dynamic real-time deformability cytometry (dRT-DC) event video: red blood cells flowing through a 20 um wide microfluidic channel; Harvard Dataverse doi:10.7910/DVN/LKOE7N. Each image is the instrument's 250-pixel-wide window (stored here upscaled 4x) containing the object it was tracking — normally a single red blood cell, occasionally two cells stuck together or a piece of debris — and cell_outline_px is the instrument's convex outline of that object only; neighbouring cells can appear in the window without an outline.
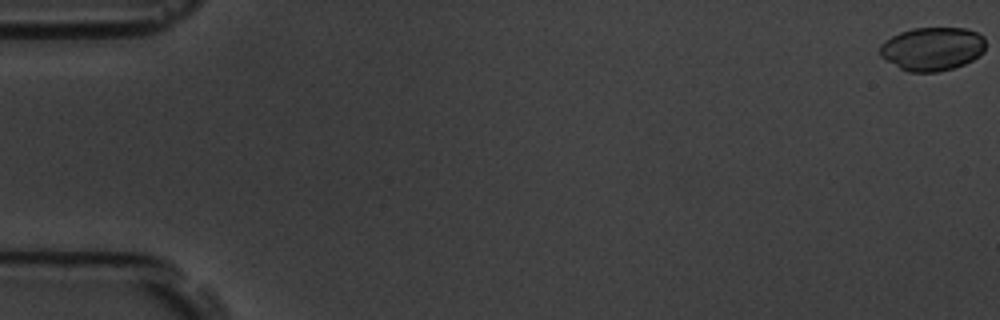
{"species": "common noctule bat (a hibernating species)", "species_latin": "Nyctalus noctula", "temperature_condition": "room temperature", "stored_images_in_passage": 6, "camera_frame_rate_fps": 3000, "um_per_image_px": 0.085, "animal": {"sex": "male", "body_mass_g": 19.5, "forearm_length_mm": 54.6}, "frame": {"image": 1, "passage_image": 1, "time_ms": 0.0, "image_size_px": [1000, 320], "cell_outline_px": [[984, 52], [980, 56], [964, 64], [952, 68], [936, 72], [908, 72], [900, 68], [880, 56], [880, 44], [884, 40], [900, 32], [912, 28], [964, 28], [976, 32], [984, 36]], "centroid_in_image_um": [79.24, 4.14], "position_along_channel_um": 5.8, "area_um2": 26.82}}